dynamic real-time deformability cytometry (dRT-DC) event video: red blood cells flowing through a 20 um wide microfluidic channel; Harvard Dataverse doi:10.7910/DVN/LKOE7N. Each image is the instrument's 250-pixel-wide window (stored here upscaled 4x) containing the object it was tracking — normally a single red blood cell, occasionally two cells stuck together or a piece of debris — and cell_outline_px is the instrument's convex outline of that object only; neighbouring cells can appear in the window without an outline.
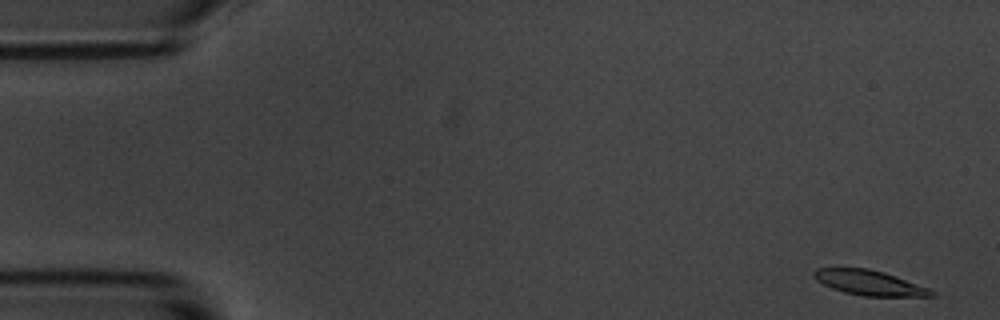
{"species": "common noctule bat (a hibernating species)", "species_latin": "Nyctalus noctula", "temperature_condition": "room temperature", "stored_images_in_passage": 5, "camera_frame_rate_fps": 3000, "um_per_image_px": 0.085, "animal": {"sex": "male", "body_mass_g": 20.1, "forearm_length_mm": 53.5}, "frame": {"image": 1, "passage_image": 1, "time_ms": 0.0, "image_size_px": [1000, 320], "cell_outline_px": [[936, 296], [864, 296], [844, 292], [832, 288], [816, 280], [812, 276], [812, 272], [816, 268], [868, 268], [884, 272], [896, 276], [928, 288], [936, 292]], "centroid_in_image_um": [73.88, 24.03], "position_along_channel_um": 11.1, "area_um2": 17.05}}